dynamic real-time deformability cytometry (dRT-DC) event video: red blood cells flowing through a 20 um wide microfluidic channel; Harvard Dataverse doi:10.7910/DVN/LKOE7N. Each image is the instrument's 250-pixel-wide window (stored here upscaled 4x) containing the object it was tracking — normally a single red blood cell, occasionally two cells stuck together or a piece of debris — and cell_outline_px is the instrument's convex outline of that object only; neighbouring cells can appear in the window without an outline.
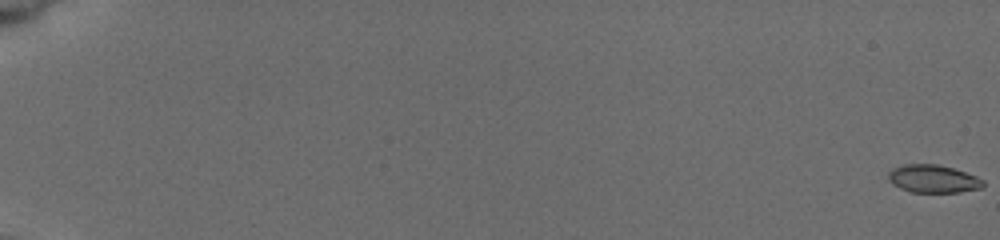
{"species": "common noctule bat (a hibernating species)", "species_latin": "Nyctalus noctula", "temperature_condition": "cold", "stored_images_in_passage": 14, "camera_frame_rate_fps": 3000, "um_per_image_px": 0.085, "animal": {"sex": "female", "body_mass_g": 19.5, "forearm_length_mm": 54.1}, "frame": {"image": 1, "passage_image": 1, "time_ms": 0.0, "image_size_px": [1000, 240], "cell_outline_px": [[984, 184], [980, 188], [960, 192], [908, 192], [892, 184], [888, 180], [888, 172], [892, 168], [904, 164], [936, 164], [952, 168], [976, 176], [984, 180]], "centroid_in_image_um": [79.27, 15.2], "position_along_channel_um": 5.7, "area_um2": 15.43}}
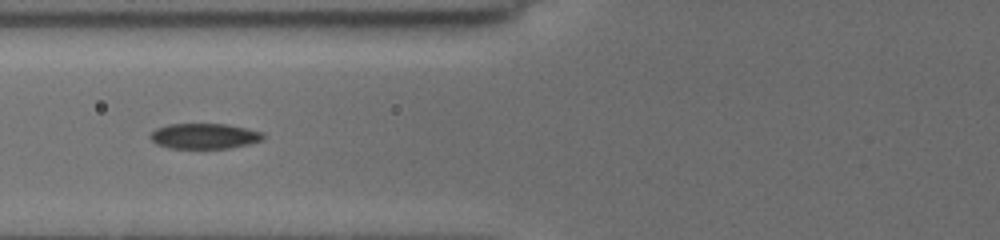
{"frame": {"image": 2, "passage_image": 10, "time_ms": 8.333, "image_size_px": [1000, 240], "cell_outline_px": [[264, 140], [252, 144], [228, 148], [168, 148], [156, 144], [148, 136], [156, 128], [168, 124], [228, 124], [264, 132]], "centroid_in_image_um": [17.4, 11.57], "position_along_channel_um": 108.4, "area_um2": 16.94}}
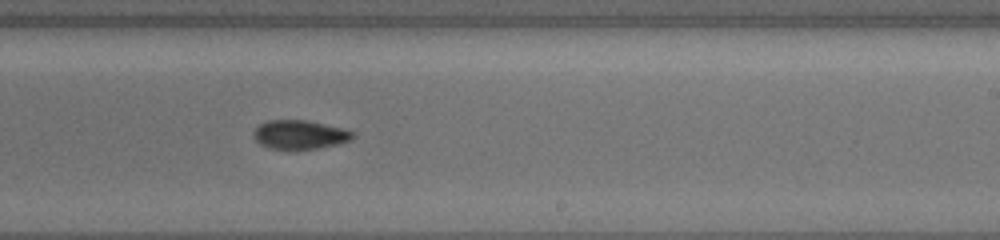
{"frame": {"image": 3, "passage_image": 14, "time_ms": 12.333, "image_size_px": [1000, 240], "cell_outline_px": [[356, 136], [352, 140], [340, 144], [320, 148], [292, 152], [272, 148], [260, 144], [256, 140], [252, 132], [260, 124], [268, 120], [308, 120], [356, 132]], "centroid_in_image_um": [25.51, 11.48], "position_along_channel_um": 263.5, "area_um2": 17.28}}